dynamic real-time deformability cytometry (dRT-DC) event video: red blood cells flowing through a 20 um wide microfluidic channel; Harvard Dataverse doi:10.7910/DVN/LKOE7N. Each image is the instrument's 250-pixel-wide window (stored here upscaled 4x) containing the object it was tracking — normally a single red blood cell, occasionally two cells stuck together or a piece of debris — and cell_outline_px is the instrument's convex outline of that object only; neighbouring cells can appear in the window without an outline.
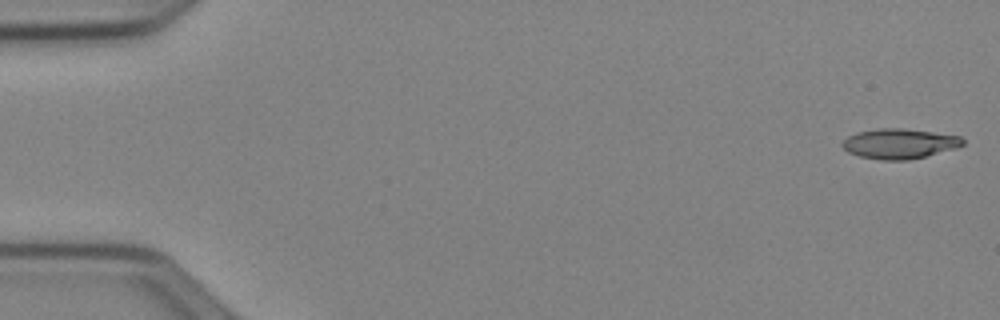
{"species": "Egyptian fruit bat (a non-hibernating species)", "species_latin": "Rousettus aegyptiacus", "temperature_condition": "cold", "stored_images_in_passage": 51, "camera_frame_rate_fps": 3000, "um_per_image_px": 0.085, "animal": {"sex": "female"}, "frame": {"image": 1, "passage_image": 1, "time_ms": 0.0, "image_size_px": [1000, 320], "cell_outline_px": [[964, 144], [956, 148], [908, 160], [880, 160], [860, 156], [848, 152], [840, 144], [848, 136], [856, 132], [880, 128], [900, 128], [932, 132], [960, 136], [964, 140]], "centroid_in_image_um": [76.42, 12.21], "position_along_channel_um": 8.6, "area_um2": 20.92}}
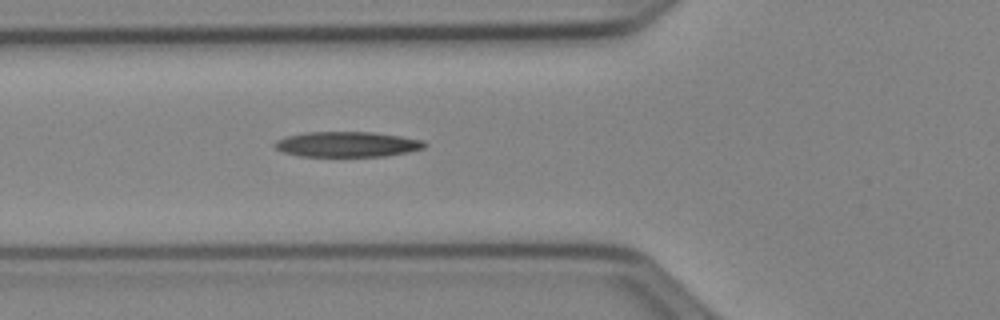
{"frame": {"image": 2, "passage_image": 19, "time_ms": 6.0, "image_size_px": [1000, 320], "cell_outline_px": [[428, 144], [424, 148], [408, 152], [388, 156], [296, 156], [284, 152], [276, 148], [272, 144], [276, 140], [288, 136], [304, 132], [372, 132], [400, 136], [424, 140]], "centroid_in_image_um": [29.52, 12.26], "position_along_channel_um": 96.3, "area_um2": 22.2}}
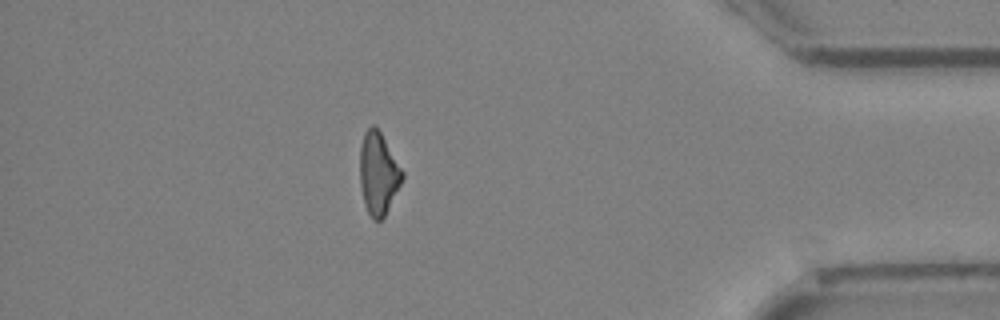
{"frame": {"image": 3, "passage_image": 45, "time_ms": 14.667, "image_size_px": [1000, 320], "cell_outline_px": [[404, 176], [384, 216], [380, 220], [372, 220], [364, 204], [360, 184], [360, 148], [364, 132], [372, 124], [380, 132], [404, 172]], "centroid_in_image_um": [32.14, 14.74], "position_along_channel_um": 403.1, "area_um2": 20.0}, "authors_computed_cell_mechanics": {"area_um2": 21.5016, "velocity_mm_per_s": 3.9923, "shape_relaxation_time_tau1_ms": 9.4891, "shape_relaxation_time_tau2_ms": null, "deformation_change_tau1": 0.2297, "deformation_change_tau2": null}}